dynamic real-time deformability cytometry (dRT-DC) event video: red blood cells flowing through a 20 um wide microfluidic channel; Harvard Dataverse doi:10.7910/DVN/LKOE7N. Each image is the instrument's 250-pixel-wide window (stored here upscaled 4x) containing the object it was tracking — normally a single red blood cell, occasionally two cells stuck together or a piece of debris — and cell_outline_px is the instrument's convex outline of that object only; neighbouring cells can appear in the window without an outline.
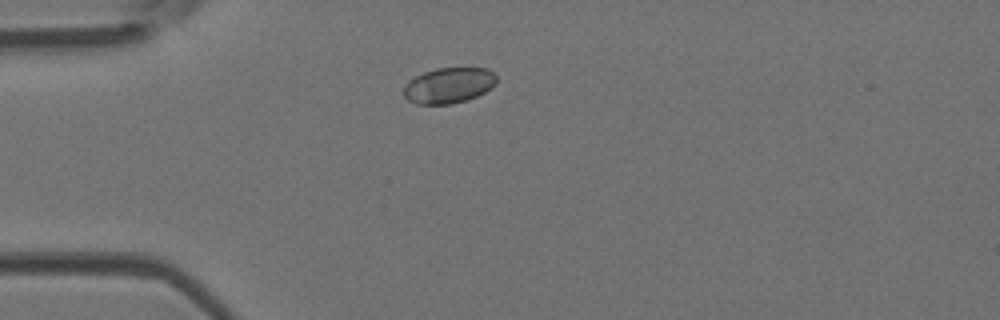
{"species": "Egyptian fruit bat (a non-hibernating species)", "species_latin": "Rousettus aegyptiacus", "temperature_condition": "room temperature", "stored_images_in_passage": 39, "camera_frame_rate_fps": 3000, "um_per_image_px": 0.085, "animal": {"sex": "female"}, "frame": {"image": 1, "passage_image": 2, "time_ms": 0.333, "image_size_px": [1000, 320], "cell_outline_px": [[496, 84], [492, 88], [476, 96], [452, 104], [416, 104], [408, 100], [404, 96], [404, 88], [416, 76], [424, 72], [436, 68], [488, 68], [496, 72]], "centroid_in_image_um": [38.19, 7.25], "position_along_channel_um": 46.8, "area_um2": 19.19}}
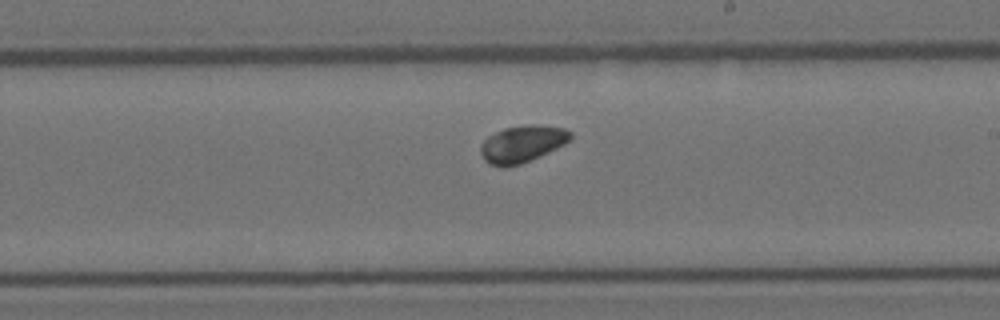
{"frame": {"image": 2, "passage_image": 18, "time_ms": 5.667, "image_size_px": [1000, 320], "cell_outline_px": [[572, 140], [540, 156], [520, 164], [504, 168], [488, 164], [484, 160], [480, 152], [480, 144], [488, 136], [504, 128], [528, 124], [536, 124], [564, 128], [572, 132]], "centroid_in_image_um": [44.38, 12.23], "position_along_channel_um": 244.6, "area_um2": 19.54}}
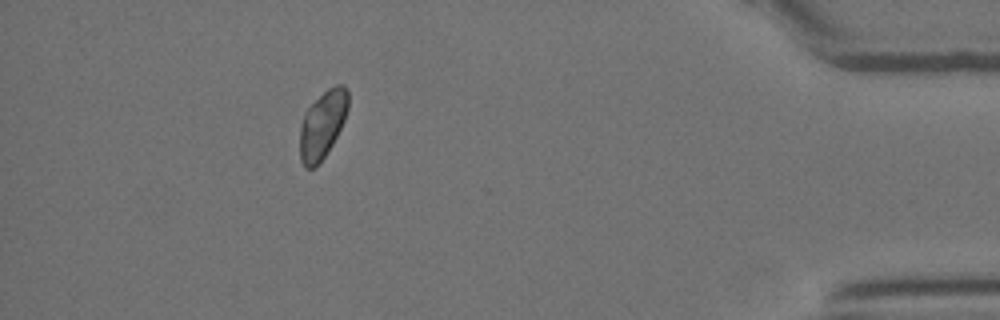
{"frame": {"image": 3, "passage_image": 34, "time_ms": 11.0, "image_size_px": [1000, 320], "cell_outline_px": [[348, 108], [344, 120], [332, 144], [324, 156], [312, 168], [304, 168], [300, 160], [300, 124], [304, 112], [328, 88], [336, 84], [344, 84], [348, 88]], "centroid_in_image_um": [27.4, 10.56], "position_along_channel_um": 407.8, "area_um2": 18.84}}